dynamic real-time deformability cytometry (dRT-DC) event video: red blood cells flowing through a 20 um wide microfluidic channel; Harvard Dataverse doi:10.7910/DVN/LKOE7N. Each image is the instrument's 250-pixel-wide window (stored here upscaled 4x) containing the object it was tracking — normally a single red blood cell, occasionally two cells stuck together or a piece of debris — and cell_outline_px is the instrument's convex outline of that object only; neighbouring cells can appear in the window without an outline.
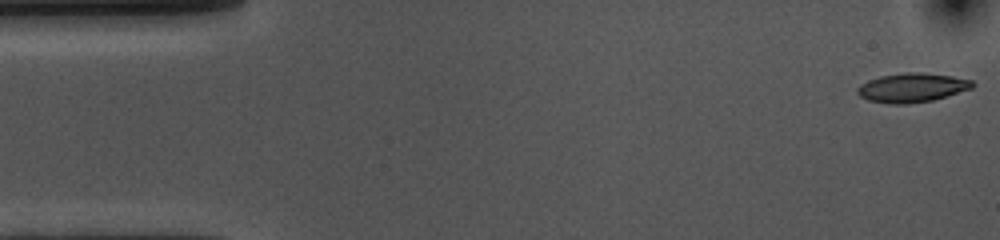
{"species": "common noctule bat (a hibernating species)", "species_latin": "Nyctalus noctula", "temperature_condition": "cold", "stored_images_in_passage": 54, "camera_frame_rate_fps": 3000, "um_per_image_px": 0.085, "animal": {"sex": "female", "body_mass_g": 10.0, "forearm_length_mm": 53.1}, "frame": {"image": 1, "passage_image": 1, "time_ms": 0.0, "image_size_px": [1000, 240], "cell_outline_px": [[976, 84], [972, 88], [932, 100], [904, 104], [888, 104], [868, 100], [860, 96], [856, 92], [856, 88], [860, 84], [868, 80], [880, 76], [904, 72], [920, 72], [952, 76], [972, 80]], "centroid_in_image_um": [77.49, 7.44], "position_along_channel_um": 7.5, "area_um2": 19.54}}
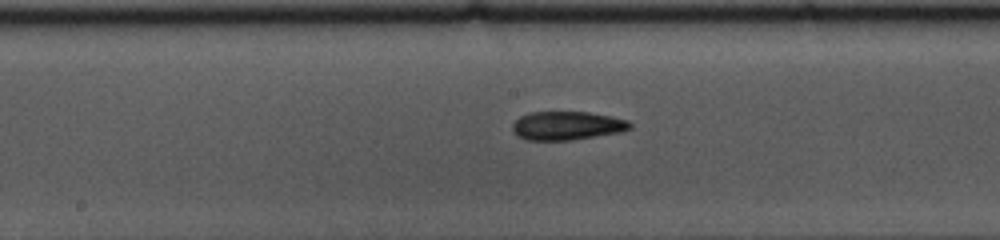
{"frame": {"image": 2, "passage_image": 26, "time_ms": 8.333, "image_size_px": [1000, 240], "cell_outline_px": [[632, 128], [616, 132], [568, 140], [524, 140], [516, 136], [512, 132], [512, 124], [520, 116], [528, 112], [588, 112], [612, 116], [628, 120], [632, 124]], "centroid_in_image_um": [48.13, 10.67], "position_along_channel_um": 200.1, "area_um2": 19.54}}
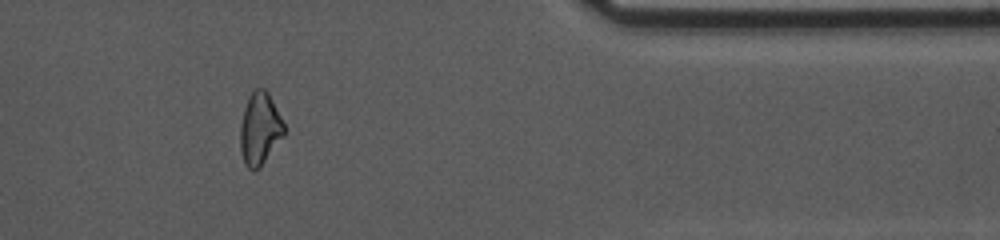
{"frame": {"image": 3, "passage_image": 44, "time_ms": 14.333, "image_size_px": [1000, 240], "cell_outline_px": [[284, 136], [260, 168], [252, 172], [244, 164], [240, 148], [240, 124], [244, 108], [248, 96], [256, 88], [264, 88], [268, 92], [284, 124]], "centroid_in_image_um": [22.07, 10.98], "position_along_channel_um": 389.3, "area_um2": 18.61}, "authors_computed_cell_mechanics": {"area_um2": 19.4497, "velocity_mm_per_s": 3.6216, "shape_relaxation_time_tau1_ms": 4.9082, "shape_relaxation_time_tau2_ms": 3.7778, "deformation_change_tau1": 0.145, "deformation_change_tau2": 0.1114}}